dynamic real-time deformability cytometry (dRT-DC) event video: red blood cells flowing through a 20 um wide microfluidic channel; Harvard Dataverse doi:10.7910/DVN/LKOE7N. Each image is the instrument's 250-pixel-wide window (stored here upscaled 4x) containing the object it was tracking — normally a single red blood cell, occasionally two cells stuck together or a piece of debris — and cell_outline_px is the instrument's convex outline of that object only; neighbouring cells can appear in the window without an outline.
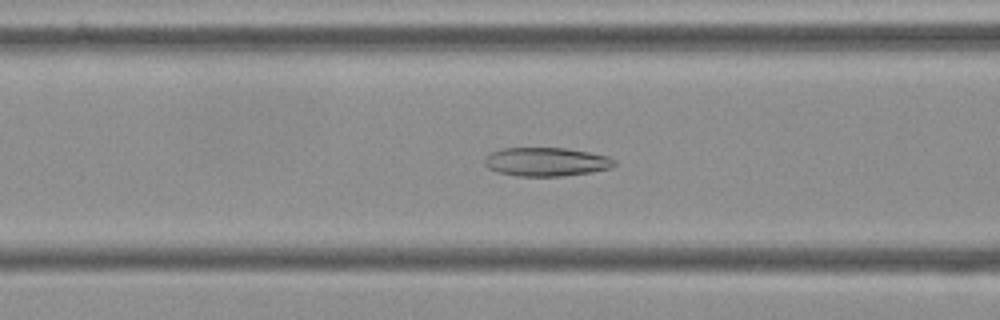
{"species": "Egyptian fruit bat (a non-hibernating species)", "species_latin": "Rousettus aegyptiacus", "temperature_condition": "cold", "stored_images_in_passage": 54, "camera_frame_rate_fps": 3000, "um_per_image_px": 0.085, "frame": {"image": 1, "passage_image": 21, "time_ms": 6.667, "image_size_px": [1000, 320], "cell_outline_px": [[616, 164], [608, 168], [592, 172], [560, 176], [516, 176], [496, 172], [488, 168], [484, 164], [484, 156], [492, 152], [504, 148], [564, 148], [588, 152], [608, 156], [616, 160]], "centroid_in_image_um": [46.39, 13.76], "position_along_channel_um": 120.2, "area_um2": 21.73}}
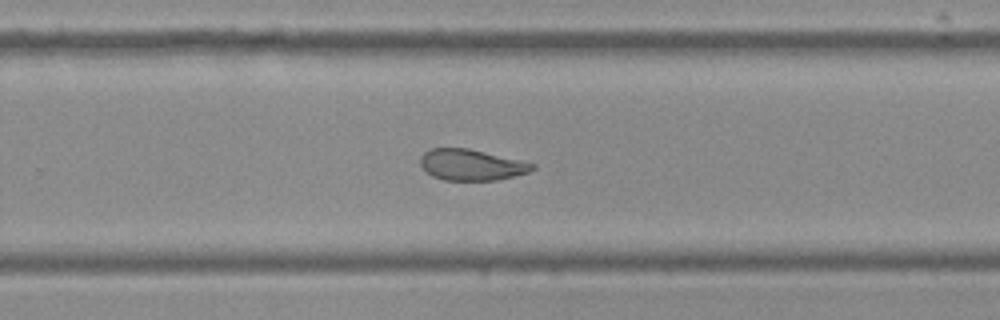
{"frame": {"image": 2, "passage_image": 35, "time_ms": 11.333, "image_size_px": [1000, 320], "cell_outline_px": [[536, 168], [528, 172], [500, 180], [444, 180], [432, 176], [420, 164], [420, 156], [424, 152], [432, 148], [468, 148], [520, 160], [536, 164]], "centroid_in_image_um": [40.07, 14.01], "position_along_channel_um": 289.7, "area_um2": 20.23}}
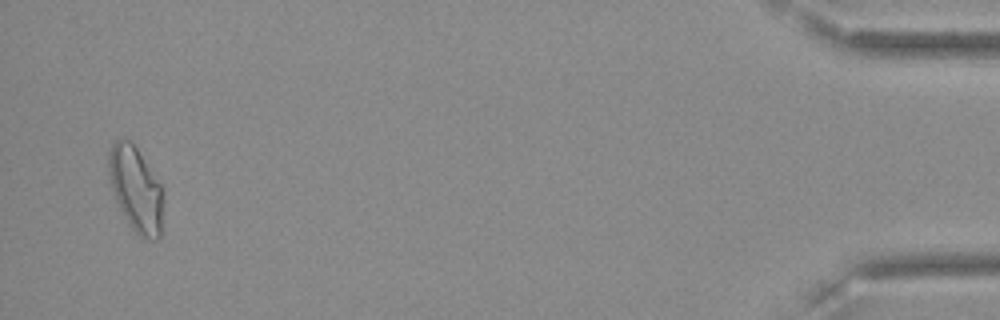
{"frame": {"image": 3, "passage_image": 53, "time_ms": 17.333, "image_size_px": [1000, 320], "cell_outline_px": [[164, 200], [160, 236], [156, 240], [148, 240], [140, 236], [128, 224], [116, 200], [108, 180], [108, 152], [112, 144], [116, 140], [128, 140], [136, 148], [160, 184], [164, 192]], "centroid_in_image_um": [11.55, 16.12], "position_along_channel_um": 423.7, "area_um2": 27.05}, "authors_computed_cell_mechanics": {"area_um2": 22.6865, "velocity_mm_per_s": 3.632, "shape_relaxation_time_tau1_ms": null, "shape_relaxation_time_tau2_ms": 2.4049, "deformation_change_tau1": null, "deformation_change_tau2": 0.092}}